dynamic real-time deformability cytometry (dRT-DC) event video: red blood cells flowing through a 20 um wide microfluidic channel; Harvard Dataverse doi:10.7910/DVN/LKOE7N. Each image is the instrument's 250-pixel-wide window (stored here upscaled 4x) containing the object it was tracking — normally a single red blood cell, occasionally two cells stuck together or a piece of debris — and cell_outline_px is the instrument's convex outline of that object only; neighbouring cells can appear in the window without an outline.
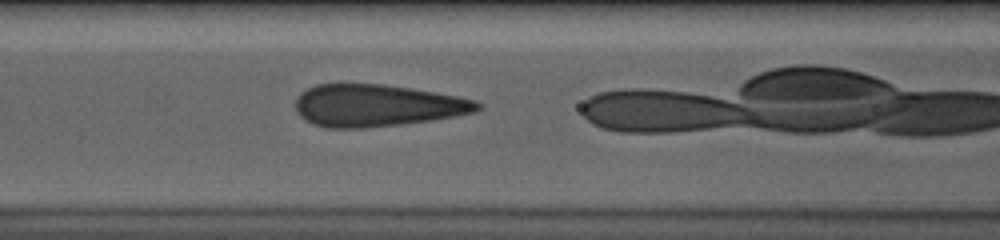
{"species": "human", "species_latin": "Homo sapiens", "temperature_condition": "cold", "stored_images_in_passage": 25, "camera_frame_rate_fps": 3000, "um_per_image_px": 0.085, "donor": {"sex": "male"}, "frame": {"image": 1, "passage_image": 4, "time_ms": 1.0, "image_size_px": [1000, 240], "cell_outline_px": [[480, 108], [476, 112], [456, 116], [400, 124], [364, 128], [324, 128], [312, 124], [300, 116], [296, 112], [296, 96], [300, 92], [316, 84], [380, 84], [408, 88], [456, 96], [476, 100], [480, 104]], "centroid_in_image_um": [31.98, 8.97], "position_along_channel_um": 134.6, "area_um2": 44.45}}
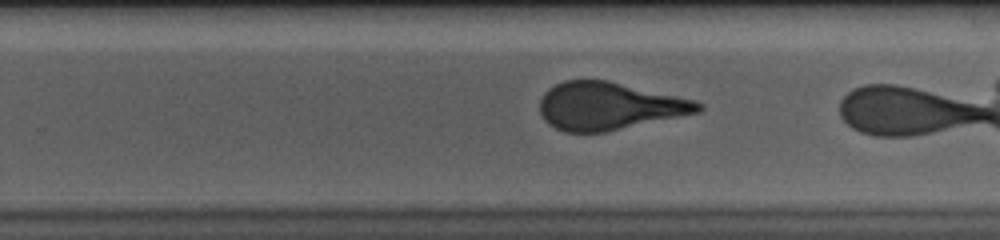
{"frame": {"image": 2, "passage_image": 16, "time_ms": 5.0, "image_size_px": [1000, 240], "cell_outline_px": [[704, 108], [700, 112], [604, 132], [564, 132], [548, 124], [544, 120], [540, 112], [540, 100], [544, 92], [548, 88], [564, 80], [608, 80], [696, 100], [704, 104]], "centroid_in_image_um": [51.77, 9.01], "position_along_channel_um": 278.0, "area_um2": 43.99}}
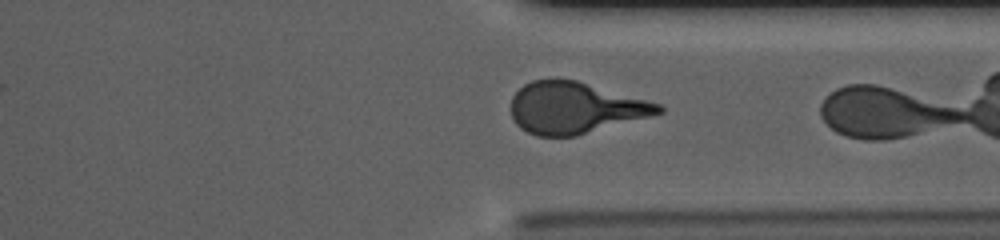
{"frame": {"image": 3, "passage_image": 23, "time_ms": 7.333, "image_size_px": [1000, 240], "cell_outline_px": [[664, 112], [576, 136], [536, 136], [520, 128], [516, 124], [512, 116], [512, 96], [524, 84], [532, 80], [576, 80], [660, 104], [664, 108]], "centroid_in_image_um": [48.85, 9.18], "position_along_channel_um": 362.5, "area_um2": 43.64}}